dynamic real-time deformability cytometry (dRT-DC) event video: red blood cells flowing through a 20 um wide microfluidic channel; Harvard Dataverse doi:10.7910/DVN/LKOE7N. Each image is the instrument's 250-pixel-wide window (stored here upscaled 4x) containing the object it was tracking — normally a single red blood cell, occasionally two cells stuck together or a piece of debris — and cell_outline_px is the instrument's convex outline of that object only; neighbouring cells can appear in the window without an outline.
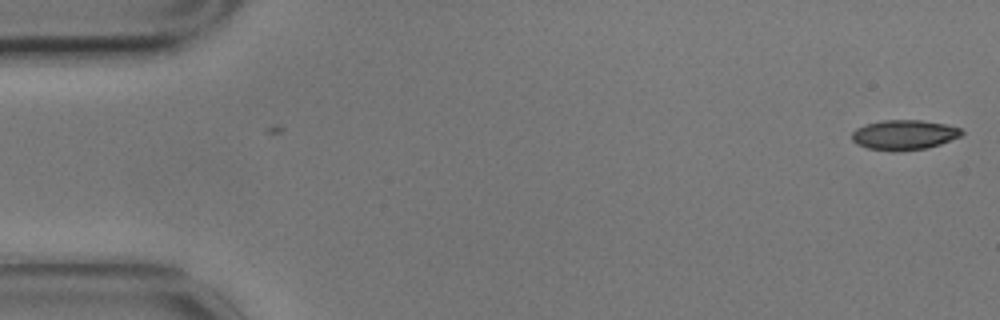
{"species": "common noctule bat (a hibernating species)", "species_latin": "Nyctalus noctula", "temperature_condition": "cold", "stored_images_in_passage": 5, "camera_frame_rate_fps": 3000, "um_per_image_px": 0.085, "animal": {"sex": "male", "body_mass_g": 17.9}, "frame": {"image": 1, "passage_image": 1, "time_ms": 0.0, "image_size_px": [1000, 320], "cell_outline_px": [[964, 132], [960, 136], [940, 144], [924, 148], [896, 152], [892, 152], [868, 148], [856, 144], [852, 140], [852, 132], [856, 128], [864, 124], [884, 120], [920, 120], [944, 124], [960, 128]], "centroid_in_image_um": [76.8, 11.47], "position_along_channel_um": 8.2, "area_um2": 19.13}}